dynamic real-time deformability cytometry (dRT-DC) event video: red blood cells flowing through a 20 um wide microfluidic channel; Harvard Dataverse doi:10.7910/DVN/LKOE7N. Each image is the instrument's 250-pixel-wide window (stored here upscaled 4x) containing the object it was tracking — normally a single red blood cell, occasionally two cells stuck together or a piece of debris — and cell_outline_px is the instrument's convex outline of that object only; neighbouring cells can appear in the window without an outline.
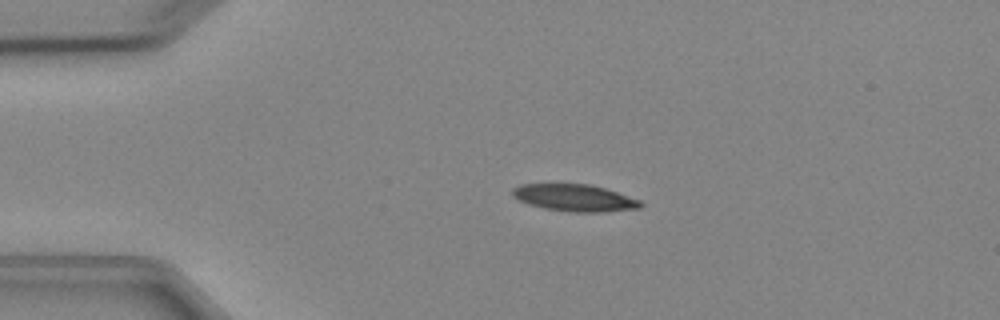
{"species": "Egyptian fruit bat (a non-hibernating species)", "species_latin": "Rousettus aegyptiacus", "temperature_condition": "cold", "stored_images_in_passage": 2, "camera_frame_rate_fps": 3000, "um_per_image_px": 0.085, "animal": {"sex": "female"}, "frame": {"image": 1, "passage_image": 1, "time_ms": 0.0, "image_size_px": [1000, 320], "cell_outline_px": [[644, 204], [640, 208], [604, 212], [572, 212], [544, 208], [528, 204], [512, 196], [512, 188], [520, 184], [588, 184], [604, 188], [640, 200]], "centroid_in_image_um": [48.83, 16.82], "position_along_channel_um": 36.2, "area_um2": 20.06}}